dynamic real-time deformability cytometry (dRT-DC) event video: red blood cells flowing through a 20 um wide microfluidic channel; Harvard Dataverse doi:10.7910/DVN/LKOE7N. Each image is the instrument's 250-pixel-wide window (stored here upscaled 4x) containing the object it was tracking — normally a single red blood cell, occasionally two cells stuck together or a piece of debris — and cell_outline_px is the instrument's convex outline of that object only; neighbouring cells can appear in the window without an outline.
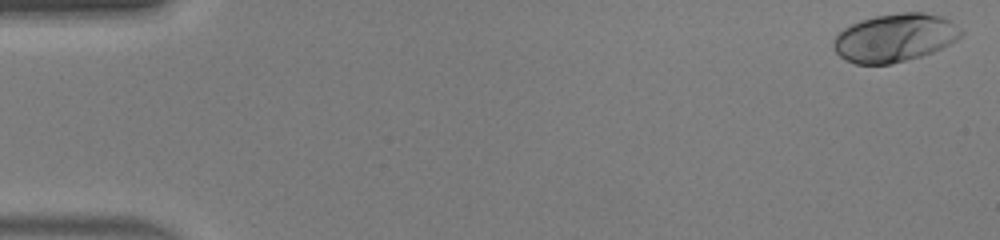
{"species": "human", "species_latin": "Homo sapiens", "temperature_condition": "warm", "stored_images_in_passage": 49, "camera_frame_rate_fps": 3000, "um_per_image_px": 0.085, "donor": {"sex": "male"}, "frame": {"image": 1, "passage_image": 1, "time_ms": 0.0, "image_size_px": [1000, 240], "cell_outline_px": [[964, 32], [956, 40], [932, 52], [920, 56], [888, 64], [856, 64], [840, 56], [836, 52], [832, 44], [836, 36], [844, 28], [860, 20], [876, 16], [904, 12], [920, 12], [944, 16]], "centroid_in_image_um": [76.05, 3.2], "position_along_channel_um": 8.9, "area_um2": 35.32}}
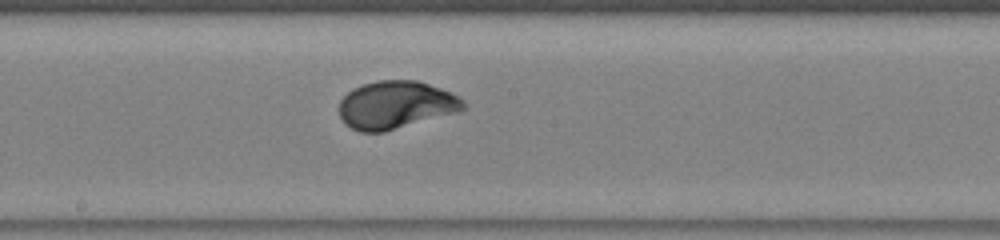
{"frame": {"image": 2, "passage_image": 27, "time_ms": 8.667, "image_size_px": [1000, 240], "cell_outline_px": [[464, 108], [456, 112], [384, 132], [360, 132], [344, 124], [340, 116], [340, 100], [352, 88], [376, 80], [416, 80], [440, 88], [460, 96], [464, 100]], "centroid_in_image_um": [33.62, 8.91], "position_along_channel_um": 214.6, "area_um2": 34.45}}
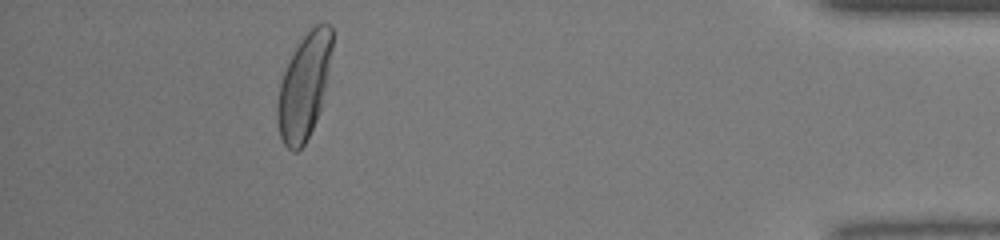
{"frame": {"image": 3, "passage_image": 45, "time_ms": 14.667, "image_size_px": [1000, 240], "cell_outline_px": [[332, 48], [320, 112], [304, 144], [296, 152], [292, 152], [284, 144], [280, 136], [276, 120], [276, 104], [280, 84], [284, 72], [300, 40], [316, 24], [328, 24], [332, 28]], "centroid_in_image_um": [25.83, 7.38], "position_along_channel_um": 409.4, "area_um2": 33.0}, "authors_computed_cell_mechanics": {"area_um2": 34.2754, "velocity_mm_per_s": 4.1554, "shape_relaxation_time_tau1_ms": 2.4766, "shape_relaxation_time_tau2_ms": null, "deformation_change_tau1": 0.1912, "deformation_change_tau2": null}}